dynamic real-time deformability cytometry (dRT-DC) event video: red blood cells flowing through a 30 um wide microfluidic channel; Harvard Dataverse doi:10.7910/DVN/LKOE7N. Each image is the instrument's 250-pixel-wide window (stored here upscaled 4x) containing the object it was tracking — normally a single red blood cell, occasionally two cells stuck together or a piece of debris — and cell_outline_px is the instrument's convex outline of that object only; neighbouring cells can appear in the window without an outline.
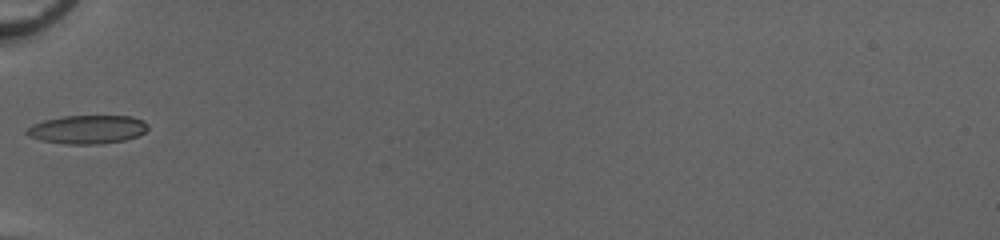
{"species": "common noctule bat (a hibernating species)", "species_latin": "Nyctalus noctula", "temperature_condition": "cold", "stored_images_in_passage": 29, "camera_frame_rate_fps": 3000, "um_per_image_px": 0.085, "animal": {"sex": "female", "body_mass_g": 20.0, "forearm_length_mm": 54.0}, "frame": {"image": 1, "passage_image": 1, "time_ms": 0.0, "image_size_px": [1000, 240], "cell_outline_px": [[148, 128], [140, 136], [124, 140], [100, 144], [68, 144], [40, 140], [28, 136], [24, 132], [32, 124], [44, 120], [64, 116], [132, 116], [144, 120], [148, 124]], "centroid_in_image_um": [7.45, 11.0], "position_along_channel_um": 77.6, "area_um2": 20.29}}
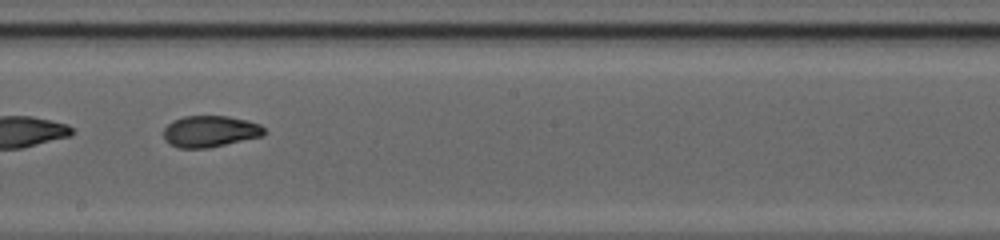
{"frame": {"image": 2, "passage_image": 12, "time_ms": 3.667, "image_size_px": [1000, 240], "cell_outline_px": [[264, 136], [208, 148], [180, 148], [168, 144], [164, 140], [164, 128], [172, 120], [184, 116], [228, 116], [248, 120], [260, 124], [264, 128]], "centroid_in_image_um": [17.85, 11.17], "position_along_channel_um": 230.4, "area_um2": 18.61}}
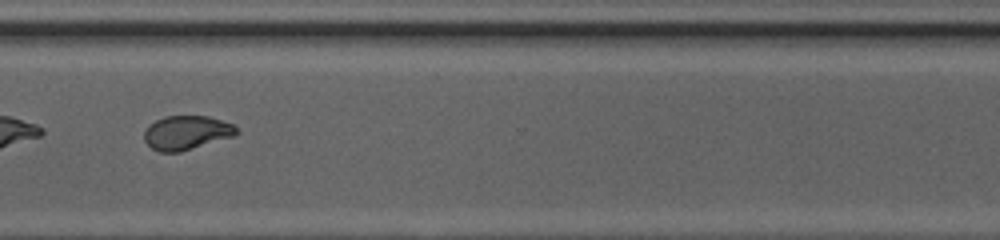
{"frame": {"image": 3, "passage_image": 21, "time_ms": 6.667, "image_size_px": [1000, 240], "cell_outline_px": [[240, 132], [236, 136], [180, 152], [160, 152], [152, 148], [144, 140], [144, 132], [148, 124], [164, 116], [208, 116], [232, 124]], "centroid_in_image_um": [15.86, 11.28], "position_along_channel_um": 354.7, "area_um2": 18.44}, "authors_computed_cell_mechanics": {"area_um2": 18.5538, "velocity_mm_per_s": 4.1545, "shape_relaxation_time_tau1_ms": 3.6479, "shape_relaxation_time_tau2_ms": 1.5022, "deformation_change_tau1": 0.1686, "deformation_change_tau2": 0.0645}}